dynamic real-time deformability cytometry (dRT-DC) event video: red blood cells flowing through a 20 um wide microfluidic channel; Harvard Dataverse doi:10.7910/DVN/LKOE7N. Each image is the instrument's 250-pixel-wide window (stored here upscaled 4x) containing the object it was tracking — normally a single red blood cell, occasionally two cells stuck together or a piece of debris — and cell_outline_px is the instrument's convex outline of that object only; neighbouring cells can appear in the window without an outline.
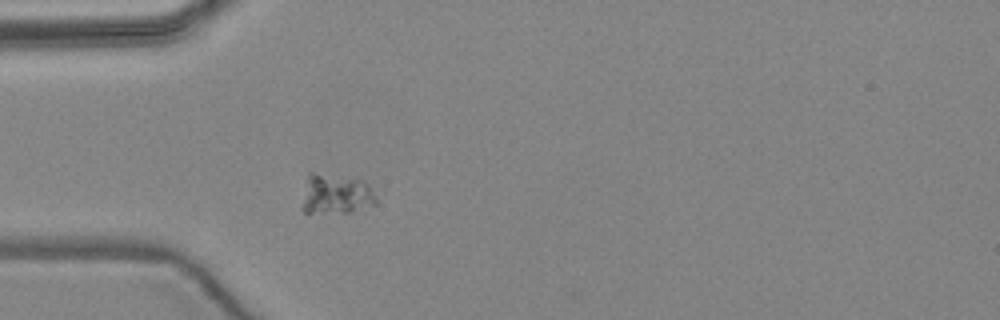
{"species": "common noctule bat (a hibernating species)", "species_latin": "Nyctalus noctula", "temperature_condition": "warm", "stored_images_in_passage": 1, "camera_frame_rate_fps": 3000, "um_per_image_px": 0.085, "animal": {"sex": "female", "body_mass_g": 24.6, "forearm_length_mm": 56.2}, "frame": {"image": 1, "passage_image": 1, "time_ms": 0.0, "image_size_px": [1000, 320], "cell_outline_px": [[376, 204], [352, 212], [304, 212], [300, 208], [308, 172], [312, 172], [364, 180], [368, 184], [376, 196]], "centroid_in_image_um": [28.54, 16.5], "position_along_channel_um": 56.5, "area_um2": 17.34}}